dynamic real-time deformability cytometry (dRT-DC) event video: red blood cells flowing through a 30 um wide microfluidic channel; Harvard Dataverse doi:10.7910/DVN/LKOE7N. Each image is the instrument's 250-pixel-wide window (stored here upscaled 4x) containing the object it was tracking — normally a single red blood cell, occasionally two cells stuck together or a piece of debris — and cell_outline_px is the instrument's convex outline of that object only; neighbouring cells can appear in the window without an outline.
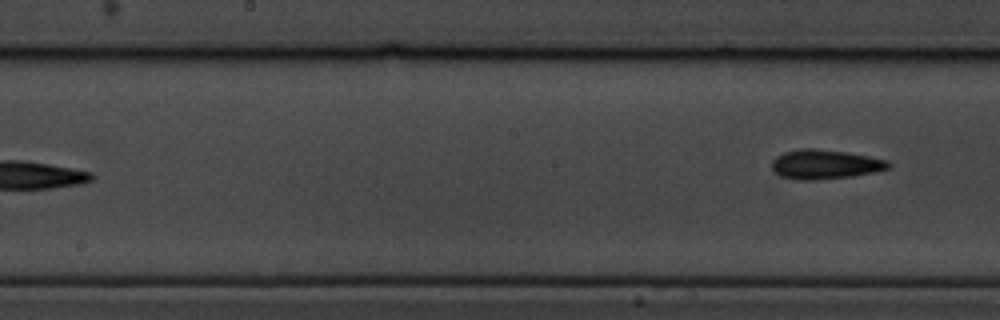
{"species": "common noctule bat (a hibernating species)", "species_latin": "Nyctalus noctula", "temperature_condition": "cold", "stored_images_in_passage": 8, "segment_of_instrument_passage": [2, 2], "camera_frame_rate_fps": 3000, "um_per_image_px": 0.085, "animal": {"sex": "male", "body_mass_g": 19.5, "forearm_length_mm": 54.6}, "frame": {"image": 1, "passage_image": 8, "time_ms": 8.333, "image_size_px": [1000, 320], "cell_outline_px": [[892, 168], [876, 172], [852, 176], [816, 180], [796, 180], [780, 176], [772, 168], [772, 160], [776, 156], [784, 152], [800, 148], [812, 148], [844, 152], [868, 156], [888, 160], [892, 164]], "centroid_in_image_um": [70.15, 13.97], "position_along_channel_um": 178.1, "area_um2": 20.11}}